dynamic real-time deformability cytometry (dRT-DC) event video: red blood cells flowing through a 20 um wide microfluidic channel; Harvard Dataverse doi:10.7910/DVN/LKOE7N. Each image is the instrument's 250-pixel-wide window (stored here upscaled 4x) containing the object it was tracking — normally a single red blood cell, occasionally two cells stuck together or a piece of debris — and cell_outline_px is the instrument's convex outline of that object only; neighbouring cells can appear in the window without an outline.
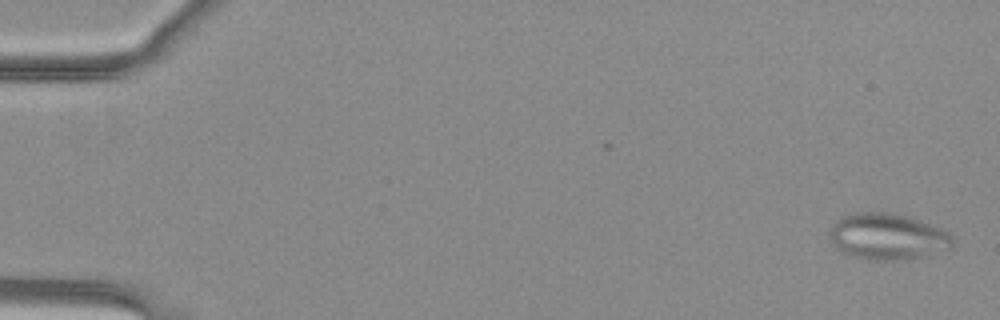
{"species": "common noctule bat (a hibernating species)", "species_latin": "Nyctalus noctula", "temperature_condition": "warm", "stored_images_in_passage": 6, "segment_of_instrument_passage": [1, 2], "camera_frame_rate_fps": 3000, "um_per_image_px": 0.085, "animal": {"sex": "female", "body_mass_g": 29.2, "forearm_length_mm": 56.3}, "frame": {"image": 1, "passage_image": 1, "time_ms": 0.0, "image_size_px": [1000, 320], "cell_outline_px": [[956, 240], [952, 248], [916, 256], [892, 260], [868, 260], [848, 256], [840, 252], [832, 244], [828, 232], [828, 228], [836, 220], [852, 212], [888, 212], [920, 220], [940, 228], [948, 232]], "centroid_in_image_um": [75.37, 20.1], "position_along_channel_um": 9.6, "area_um2": 33.29}}